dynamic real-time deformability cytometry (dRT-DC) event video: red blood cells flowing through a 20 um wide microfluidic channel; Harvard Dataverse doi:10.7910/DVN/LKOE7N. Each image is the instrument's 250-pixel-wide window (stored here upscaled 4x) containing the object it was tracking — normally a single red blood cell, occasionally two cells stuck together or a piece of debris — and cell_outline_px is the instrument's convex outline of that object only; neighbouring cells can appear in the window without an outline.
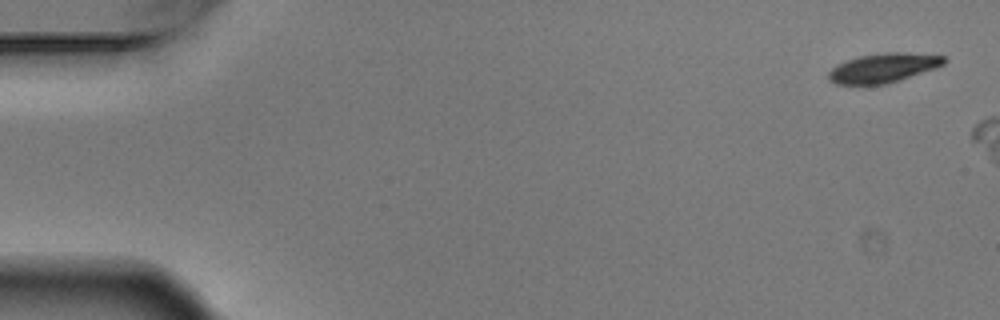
{"species": "Egyptian fruit bat (a non-hibernating species)", "species_latin": "Rousettus aegyptiacus", "temperature_condition": "warm", "stored_images_in_passage": 2, "camera_frame_rate_fps": 3000, "um_per_image_px": 0.085, "animal": {"sex": "male"}, "frame": {"image": 1, "passage_image": 1, "time_ms": 0.0, "image_size_px": [1000, 320], "cell_outline_px": [[944, 64], [936, 68], [900, 80], [884, 84], [836, 84], [828, 80], [828, 72], [836, 64], [860, 56], [888, 52], [896, 52], [944, 56]], "centroid_in_image_um": [75.04, 5.78], "position_along_channel_um": 10.0, "area_um2": 19.42}}